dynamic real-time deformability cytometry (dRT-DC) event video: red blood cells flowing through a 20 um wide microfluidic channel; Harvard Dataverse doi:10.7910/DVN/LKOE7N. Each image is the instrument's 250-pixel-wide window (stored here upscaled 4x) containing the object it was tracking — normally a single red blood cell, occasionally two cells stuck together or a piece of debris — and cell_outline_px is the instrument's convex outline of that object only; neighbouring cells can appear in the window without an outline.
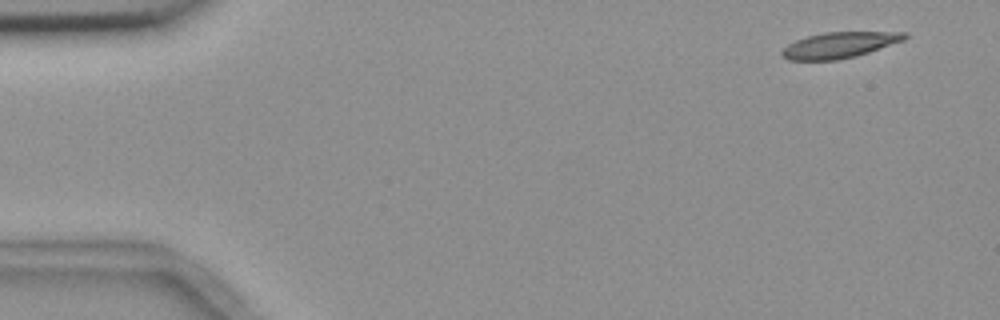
{"species": "common noctule bat (a hibernating species)", "species_latin": "Nyctalus noctula", "temperature_condition": "room temperature", "stored_images_in_passage": 6, "segment_of_instrument_passage": [2, 2], "camera_frame_rate_fps": 3000, "um_per_image_px": 0.085, "animal": {"sex": "female", "body_mass_g": 18.4}, "frame": {"image": 1, "passage_image": 6, "time_ms": 6.0, "image_size_px": [1000, 320], "cell_outline_px": [[908, 36], [904, 40], [856, 56], [836, 60], [788, 60], [780, 52], [788, 44], [796, 40], [808, 36], [824, 32], [908, 32]], "centroid_in_image_um": [71.35, 3.82], "position_along_channel_um": 13.6, "area_um2": 18.32}}